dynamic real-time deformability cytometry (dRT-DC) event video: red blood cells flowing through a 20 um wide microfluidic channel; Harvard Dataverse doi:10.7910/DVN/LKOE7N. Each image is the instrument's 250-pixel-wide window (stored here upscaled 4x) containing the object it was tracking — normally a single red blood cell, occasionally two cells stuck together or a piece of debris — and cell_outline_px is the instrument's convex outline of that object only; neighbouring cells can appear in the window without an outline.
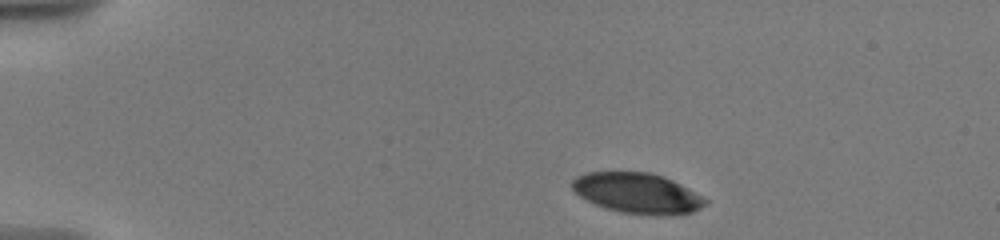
{"species": "human", "species_latin": "Homo sapiens", "temperature_condition": "warm", "stored_images_in_passage": 35, "camera_frame_rate_fps": 3000, "um_per_image_px": 0.085, "donor": {"sex": "male"}, "frame": {"image": 1, "passage_image": 1, "time_ms": 0.0, "image_size_px": [1000, 240], "cell_outline_px": [[708, 204], [692, 212], [672, 216], [656, 216], [624, 212], [608, 208], [596, 204], [580, 196], [572, 188], [572, 180], [576, 176], [588, 172], [652, 172], [664, 176], [688, 188], [708, 200]], "centroid_in_image_um": [54.22, 16.42], "position_along_channel_um": 30.8, "area_um2": 31.33}}
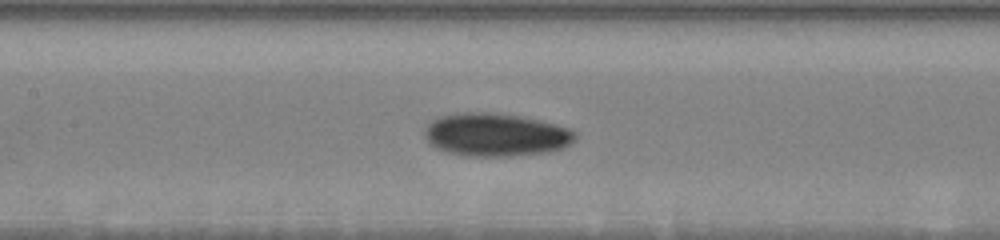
{"frame": {"image": 2, "passage_image": 20, "time_ms": 6.0, "image_size_px": [1000, 240], "cell_outline_px": [[576, 140], [572, 144], [564, 148], [548, 152], [512, 156], [464, 156], [448, 152], [436, 148], [428, 144], [424, 136], [424, 128], [432, 120], [444, 116], [464, 112], [492, 112], [520, 116], [540, 120], [556, 124], [568, 128], [576, 132]], "centroid_in_image_um": [42.16, 11.46], "position_along_channel_um": 165.2, "area_um2": 38.15}}
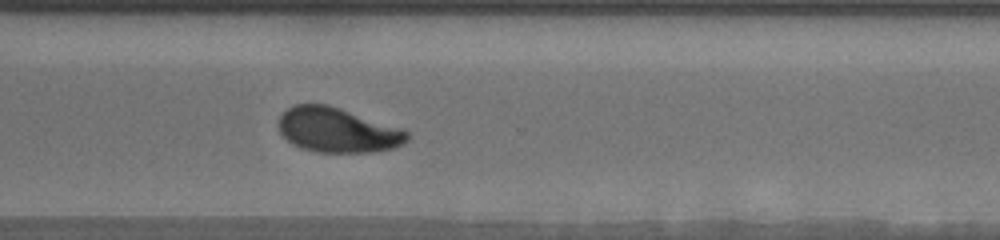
{"frame": {"image": 3, "passage_image": 34, "time_ms": 11.0, "image_size_px": [1000, 240], "cell_outline_px": [[408, 140], [392, 148], [372, 152], [316, 152], [292, 144], [280, 132], [280, 116], [288, 108], [296, 104], [328, 104], [400, 128], [408, 132]], "centroid_in_image_um": [28.68, 11.06], "position_along_channel_um": 341.9, "area_um2": 32.95}}